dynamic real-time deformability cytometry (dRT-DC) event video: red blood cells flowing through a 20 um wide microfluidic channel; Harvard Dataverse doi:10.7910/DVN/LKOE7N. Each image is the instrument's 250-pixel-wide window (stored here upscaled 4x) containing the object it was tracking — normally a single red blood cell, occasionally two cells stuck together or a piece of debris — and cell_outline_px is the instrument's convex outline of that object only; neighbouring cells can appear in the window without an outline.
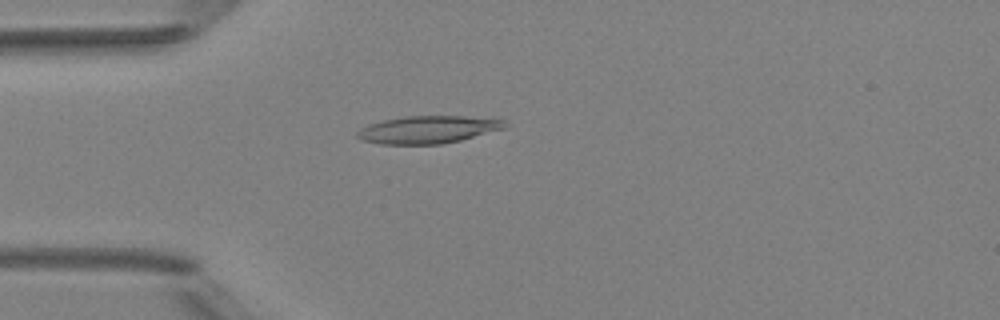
{"species": "Egyptian fruit bat (a non-hibernating species)", "species_latin": "Rousettus aegyptiacus", "temperature_condition": "room temperature", "stored_images_in_passage": 43, "camera_frame_rate_fps": 3000, "um_per_image_px": 0.085, "animal": {"sex": "female"}, "frame": {"image": 1, "passage_image": 8, "time_ms": 2.333, "image_size_px": [1000, 320], "cell_outline_px": [[508, 124], [504, 128], [460, 140], [440, 144], [380, 144], [364, 140], [356, 136], [356, 132], [360, 128], [368, 124], [384, 120], [404, 116], [464, 116], [504, 120]], "centroid_in_image_um": [36.34, 11.01], "position_along_channel_um": 48.7, "area_um2": 23.47}}
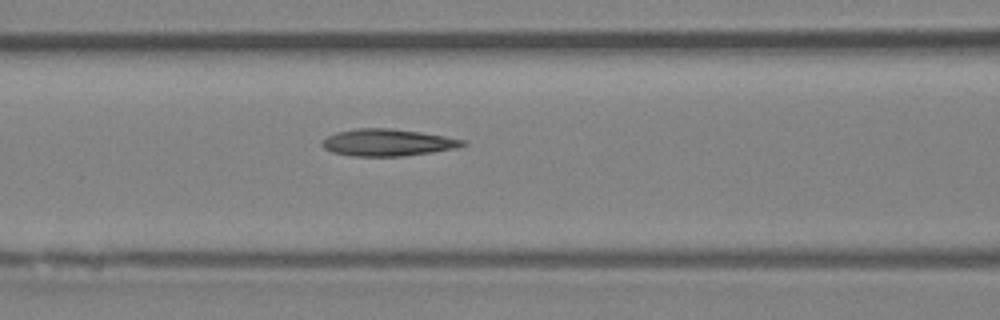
{"frame": {"image": 2, "passage_image": 15, "time_ms": 4.667, "image_size_px": [1000, 320], "cell_outline_px": [[468, 144], [456, 148], [432, 152], [400, 156], [352, 156], [332, 152], [324, 148], [320, 144], [328, 136], [336, 132], [356, 128], [392, 128], [420, 132], [444, 136], [464, 140]], "centroid_in_image_um": [32.93, 12.11], "position_along_channel_um": 133.7, "area_um2": 22.02}}
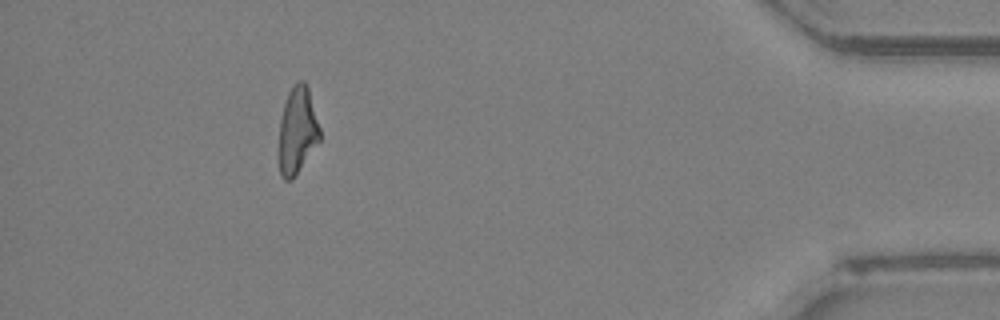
{"frame": {"image": 3, "passage_image": 39, "time_ms": 12.667, "image_size_px": [1000, 320], "cell_outline_px": [[320, 140], [292, 180], [284, 180], [280, 176], [276, 156], [276, 152], [280, 120], [284, 104], [288, 92], [292, 84], [300, 80], [304, 80], [308, 88], [320, 128]], "centroid_in_image_um": [25.21, 11.14], "position_along_channel_um": 410.0, "area_um2": 21.33}, "authors_computed_cell_mechanics": {"area_um2": 21.675, "velocity_mm_per_s": 4.1964, "shape_relaxation_time_tau1_ms": null, "shape_relaxation_time_tau2_ms": 3.1993, "deformation_change_tau1": null, "deformation_change_tau2": 0.1313}}